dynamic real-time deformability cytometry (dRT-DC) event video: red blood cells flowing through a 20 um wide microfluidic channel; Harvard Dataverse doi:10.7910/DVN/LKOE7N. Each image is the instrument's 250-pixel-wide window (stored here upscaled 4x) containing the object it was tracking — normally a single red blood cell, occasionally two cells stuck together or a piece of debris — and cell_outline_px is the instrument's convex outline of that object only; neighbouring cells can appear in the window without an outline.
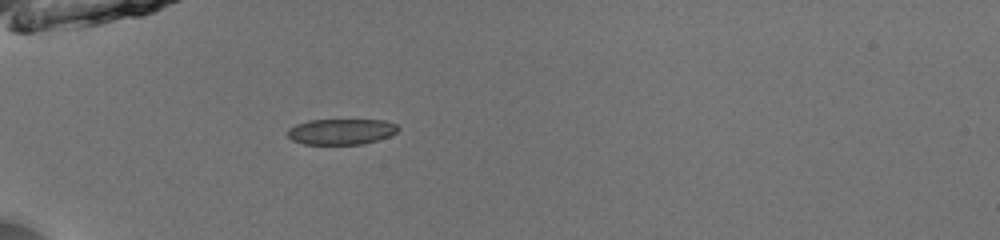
{"species": "common noctule bat (a hibernating species)", "species_latin": "Nyctalus noctula", "temperature_condition": "room temperature", "stored_images_in_passage": 36, "camera_frame_rate_fps": 3000, "um_per_image_px": 0.085, "animal": {"sex": "male", "body_mass_g": 13.0, "forearm_length_mm": 53.1}, "frame": {"image": 1, "passage_image": 1, "time_ms": 0.0, "image_size_px": [1000, 240], "cell_outline_px": [[400, 128], [396, 132], [388, 136], [364, 144], [304, 144], [292, 140], [288, 136], [288, 128], [296, 124], [308, 120], [384, 120], [396, 124]], "centroid_in_image_um": [28.99, 11.18], "position_along_channel_um": 56.0, "area_um2": 16.53}}
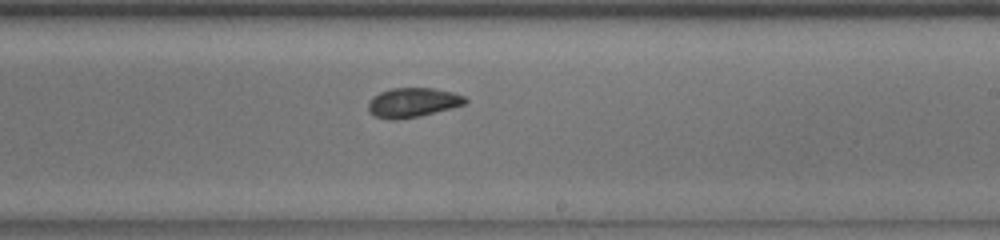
{"frame": {"image": 2, "passage_image": 17, "time_ms": 5.333, "image_size_px": [1000, 240], "cell_outline_px": [[468, 100], [464, 104], [420, 116], [396, 120], [392, 120], [376, 116], [368, 112], [368, 104], [372, 96], [380, 92], [392, 88], [432, 88], [452, 92], [464, 96]], "centroid_in_image_um": [35.05, 8.71], "position_along_channel_um": 254.0, "area_um2": 16.53}}
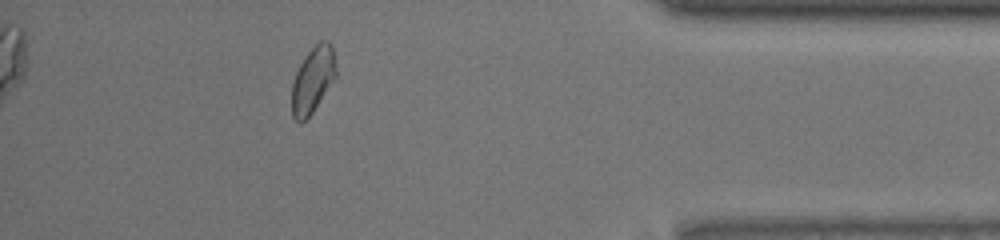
{"frame": {"image": 3, "passage_image": 31, "time_ms": 10.0, "image_size_px": [1000, 240], "cell_outline_px": [[336, 76], [312, 112], [300, 124], [292, 116], [292, 80], [304, 56], [320, 40], [328, 40], [332, 44], [336, 68]], "centroid_in_image_um": [26.58, 6.75], "position_along_channel_um": 408.6, "area_um2": 16.88}, "authors_computed_cell_mechanics": {"area_um2": 16.9065, "velocity_mm_per_s": 3.9487, "shape_relaxation_time_tau1_ms": 3.9723, "shape_relaxation_time_tau2_ms": 1.2686, "deformation_change_tau1": 0.1004, "deformation_change_tau2": 0.0496}}